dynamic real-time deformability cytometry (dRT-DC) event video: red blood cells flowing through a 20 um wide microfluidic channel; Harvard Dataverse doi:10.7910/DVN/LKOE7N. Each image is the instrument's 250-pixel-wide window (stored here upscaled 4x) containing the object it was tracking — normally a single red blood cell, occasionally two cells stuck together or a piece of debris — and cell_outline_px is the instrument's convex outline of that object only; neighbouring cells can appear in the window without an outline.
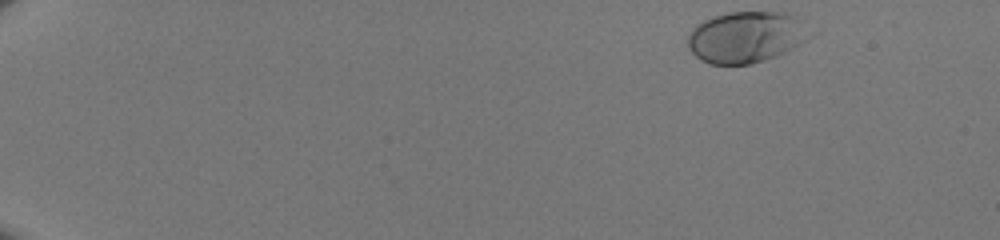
{"species": "human", "species_latin": "Homo sapiens", "temperature_condition": "room temperature", "stored_images_in_passage": 45, "camera_frame_rate_fps": 3000, "um_per_image_px": 0.085, "donor": {"sex": "male"}, "frame": {"image": 1, "passage_image": 1, "time_ms": 0.0, "image_size_px": [1000, 240], "cell_outline_px": [[820, 32], [808, 40], [776, 56], [764, 60], [748, 64], [708, 64], [700, 60], [688, 48], [688, 36], [692, 28], [704, 20], [728, 12], [780, 12], [796, 16]], "centroid_in_image_um": [63.52, 3.14], "position_along_channel_um": 21.5, "area_um2": 37.11}}
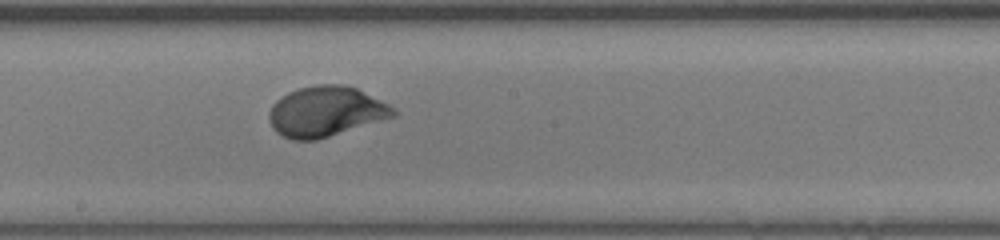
{"frame": {"image": 2, "passage_image": 26, "time_ms": 8.333, "image_size_px": [1000, 240], "cell_outline_px": [[400, 112], [396, 116], [316, 140], [292, 140], [276, 132], [272, 128], [268, 120], [268, 112], [272, 104], [276, 100], [288, 92], [300, 88], [316, 84], [344, 84], [356, 88], [396, 108]], "centroid_in_image_um": [27.68, 9.48], "position_along_channel_um": 220.5, "area_um2": 36.53}}
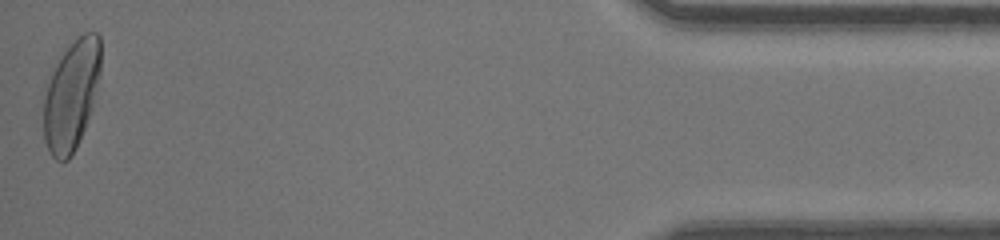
{"frame": {"image": 3, "passage_image": 45, "time_ms": 14.667, "image_size_px": [1000, 240], "cell_outline_px": [[100, 72], [92, 108], [76, 148], [72, 156], [68, 160], [56, 160], [48, 152], [44, 140], [44, 100], [48, 84], [52, 72], [60, 56], [76, 36], [84, 32], [96, 32], [100, 36]], "centroid_in_image_um": [6.07, 8.08], "position_along_channel_um": 429.1, "area_um2": 36.41}}